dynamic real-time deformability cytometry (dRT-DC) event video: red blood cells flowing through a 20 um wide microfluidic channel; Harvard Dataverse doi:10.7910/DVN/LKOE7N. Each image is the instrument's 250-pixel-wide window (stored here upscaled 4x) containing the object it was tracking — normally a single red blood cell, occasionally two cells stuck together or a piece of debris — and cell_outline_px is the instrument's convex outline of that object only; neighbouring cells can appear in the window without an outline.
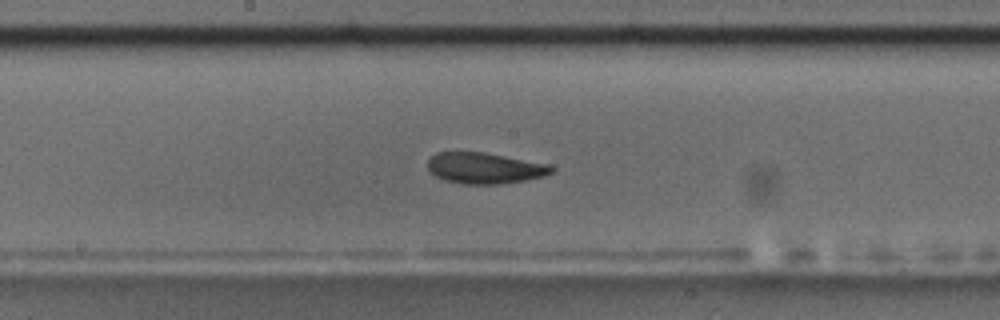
{"species": "common noctule bat (a hibernating species)", "species_latin": "Nyctalus noctula", "temperature_condition": "room temperature", "stored_images_in_passage": 44, "camera_frame_rate_fps": 3000, "um_per_image_px": 0.085, "animal": {"sex": "male", "body_mass_g": 17.5, "forearm_length_mm": 52.3}, "frame": {"image": 1, "passage_image": 26, "time_ms": 8.333, "image_size_px": [1000, 320], "cell_outline_px": [[556, 168], [552, 172], [544, 176], [524, 180], [500, 184], [464, 184], [444, 180], [436, 176], [428, 168], [428, 160], [436, 152], [484, 152], [552, 164]], "centroid_in_image_um": [41.24, 14.28], "position_along_channel_um": 207.0, "area_um2": 22.48}, "authors_computed_cell_mechanics": {"area_um2": 22.6865, "velocity_mm_per_s": 3.6365, "shape_relaxation_time_tau1_ms": 4.2592, "shape_relaxation_time_tau2_ms": 5.7335, "deformation_change_tau1": 0.17, "deformation_change_tau2": 0.1439}}